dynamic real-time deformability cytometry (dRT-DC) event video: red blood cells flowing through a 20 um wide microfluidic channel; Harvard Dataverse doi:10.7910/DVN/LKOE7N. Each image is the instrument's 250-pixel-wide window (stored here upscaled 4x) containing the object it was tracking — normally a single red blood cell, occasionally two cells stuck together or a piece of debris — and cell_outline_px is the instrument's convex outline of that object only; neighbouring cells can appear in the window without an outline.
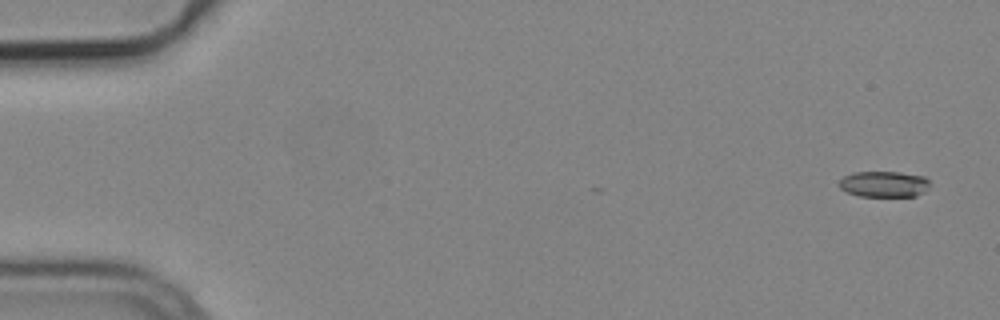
{"species": "common noctule bat (a hibernating species)", "species_latin": "Nyctalus noctula", "temperature_condition": "cold", "stored_images_in_passage": 4, "camera_frame_rate_fps": 3000, "um_per_image_px": 0.085, "animal": {"sex": "male", "body_mass_g": 19.2, "forearm_length_mm": 51.8}, "frame": {"image": 1, "passage_image": 1, "time_ms": 0.0, "image_size_px": [1000, 320], "cell_outline_px": [[928, 184], [924, 192], [916, 196], [860, 196], [848, 192], [840, 188], [836, 184], [844, 176], [852, 172], [900, 172], [924, 176], [928, 180]], "centroid_in_image_um": [75.1, 15.64], "position_along_channel_um": 9.9, "area_um2": 13.7}}